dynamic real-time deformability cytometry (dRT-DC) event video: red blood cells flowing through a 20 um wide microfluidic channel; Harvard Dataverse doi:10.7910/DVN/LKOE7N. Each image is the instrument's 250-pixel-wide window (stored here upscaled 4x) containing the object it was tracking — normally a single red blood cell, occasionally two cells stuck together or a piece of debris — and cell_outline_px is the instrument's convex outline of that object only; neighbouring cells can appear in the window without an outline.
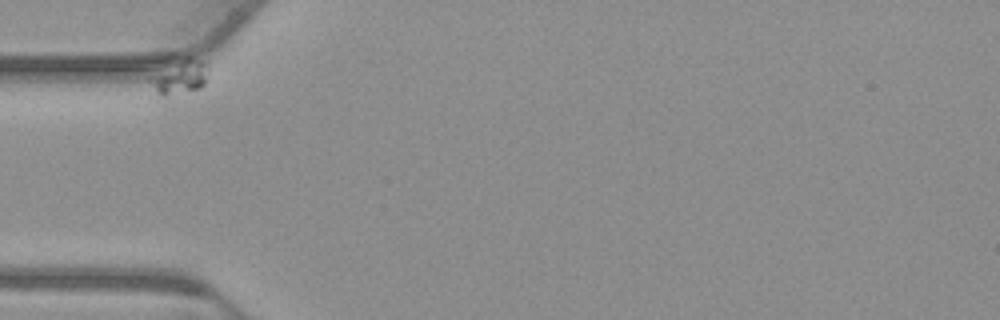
{"species": "common noctule bat (a hibernating species)", "species_latin": "Nyctalus noctula", "temperature_condition": "warm", "stored_images_in_passage": 44, "camera_frame_rate_fps": 3000, "um_per_image_px": 0.085, "animal": {"sex": "male", "body_mass_g": 23.1, "forearm_length_mm": 52.7}, "frame": {"image": 1, "passage_image": 1, "time_ms": 0.0, "image_size_px": [1000, 320], "cell_outline_px": [[208, 68], [204, 84], [200, 88], [164, 96], [160, 96], [148, 80], [148, 76], [184, 56], [188, 56], [200, 60], [208, 64]], "centroid_in_image_um": [15.27, 6.5], "position_along_channel_um": 69.7, "area_um2": 11.62}}
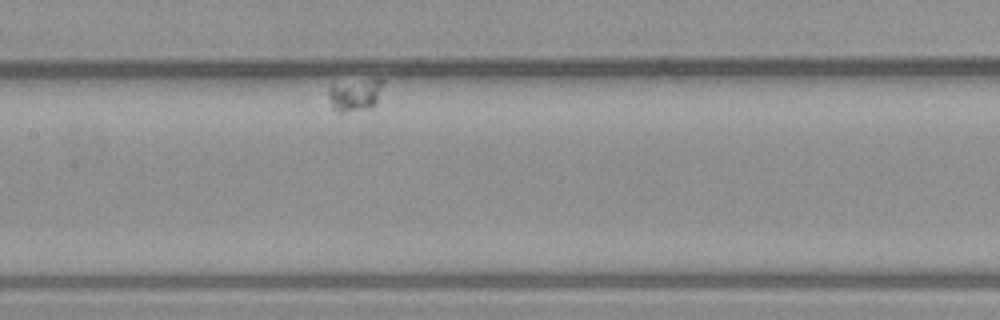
{"frame": {"image": 2, "passage_image": 19, "time_ms": 6.0, "image_size_px": [1000, 320], "cell_outline_px": [[384, 80], [376, 100], [372, 108], [344, 112], [336, 112], [332, 108], [328, 96], [328, 88], [332, 84], [376, 76], [380, 76]], "centroid_in_image_um": [30.17, 8.0], "position_along_channel_um": 177.2, "area_um2": 10.69}}
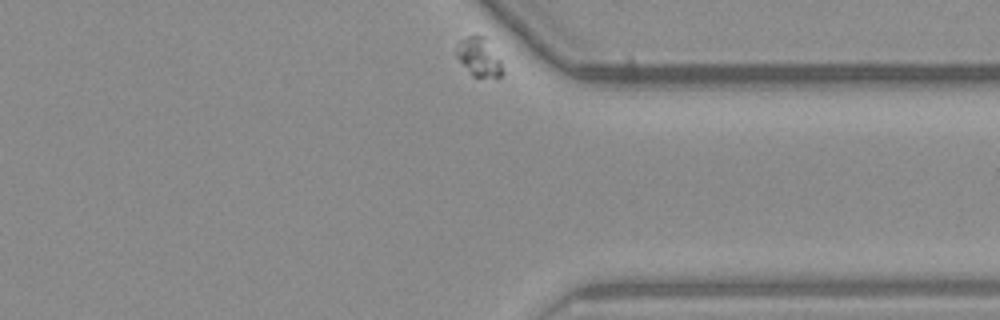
{"frame": {"image": 3, "passage_image": 44, "time_ms": 14.333, "image_size_px": [1000, 320], "cell_outline_px": [[504, 72], [500, 76], [472, 76], [452, 52], [456, 44], [460, 40], [468, 36], [484, 36], [500, 60]], "centroid_in_image_um": [40.64, 4.83], "position_along_channel_um": 370.8, "area_um2": 10.35}}